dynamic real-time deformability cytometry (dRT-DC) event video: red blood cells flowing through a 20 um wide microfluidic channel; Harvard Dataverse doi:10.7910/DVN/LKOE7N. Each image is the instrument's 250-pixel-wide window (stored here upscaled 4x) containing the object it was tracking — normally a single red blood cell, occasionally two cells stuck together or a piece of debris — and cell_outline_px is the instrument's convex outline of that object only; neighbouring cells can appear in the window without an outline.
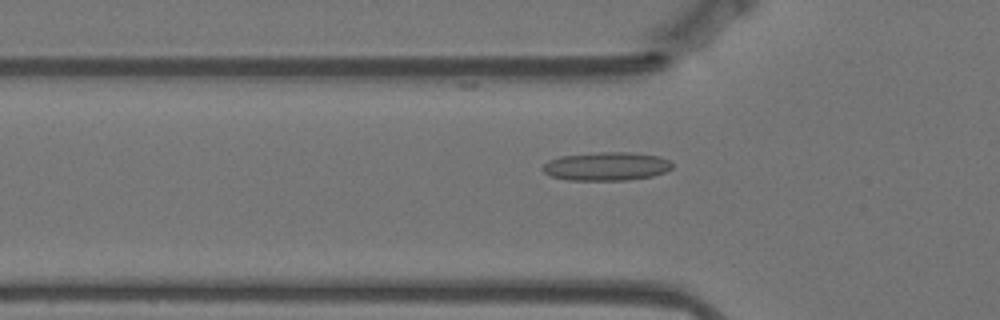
{"species": "Egyptian fruit bat (a non-hibernating species)", "species_latin": "Rousettus aegyptiacus", "temperature_condition": "warm", "stored_images_in_passage": 58, "segment_of_instrument_passage": [1, 2], "camera_frame_rate_fps": 3000, "um_per_image_px": 0.085, "animal": {"sex": "female"}, "frame": {"image": 1, "passage_image": 18, "time_ms": 5.667, "image_size_px": [1000, 320], "cell_outline_px": [[672, 168], [664, 172], [652, 176], [628, 180], [568, 180], [552, 176], [544, 172], [540, 168], [548, 160], [560, 156], [600, 152], [628, 152], [660, 156], [668, 160], [672, 164]], "centroid_in_image_um": [51.53, 14.13], "position_along_channel_um": 74.3, "area_um2": 21.5}}
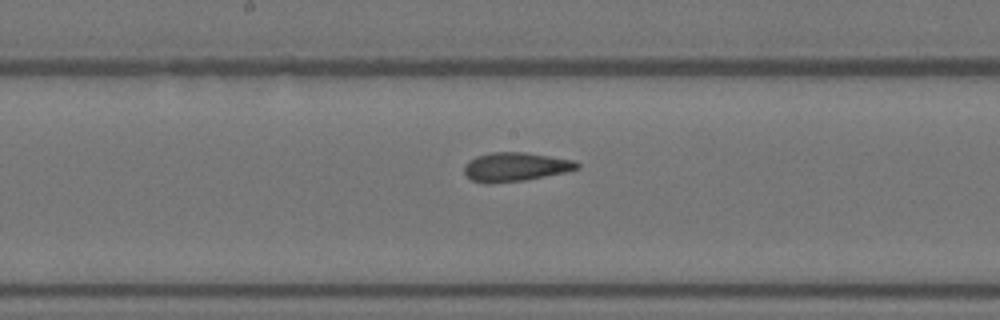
{"frame": {"image": 2, "passage_image": 29, "time_ms": 9.333, "image_size_px": [1000, 320], "cell_outline_px": [[580, 168], [568, 172], [524, 180], [492, 184], [484, 184], [472, 180], [464, 172], [464, 164], [468, 160], [476, 156], [492, 152], [524, 152], [576, 160], [580, 164]], "centroid_in_image_um": [43.82, 14.19], "position_along_channel_um": 204.4, "area_um2": 19.31}}
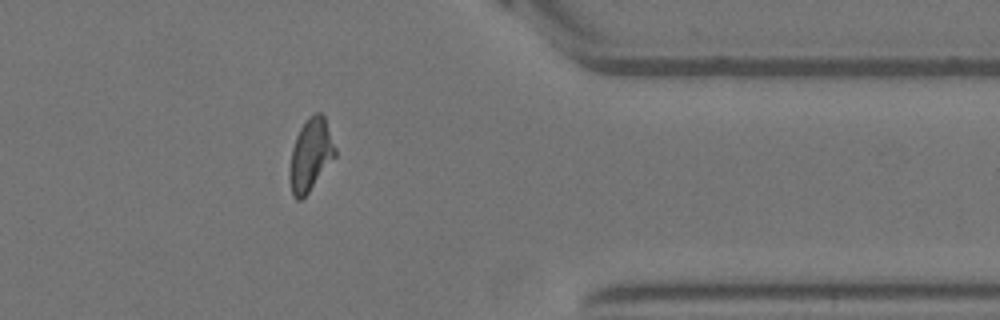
{"frame": {"image": 3, "passage_image": 46, "time_ms": 15.0, "image_size_px": [1000, 320], "cell_outline_px": [[336, 156], [308, 192], [300, 200], [296, 200], [292, 196], [288, 176], [288, 172], [292, 148], [296, 136], [300, 128], [308, 116], [316, 112], [320, 112], [324, 116], [336, 148]], "centroid_in_image_um": [26.38, 13.16], "position_along_channel_um": 385.0, "area_um2": 19.25}}